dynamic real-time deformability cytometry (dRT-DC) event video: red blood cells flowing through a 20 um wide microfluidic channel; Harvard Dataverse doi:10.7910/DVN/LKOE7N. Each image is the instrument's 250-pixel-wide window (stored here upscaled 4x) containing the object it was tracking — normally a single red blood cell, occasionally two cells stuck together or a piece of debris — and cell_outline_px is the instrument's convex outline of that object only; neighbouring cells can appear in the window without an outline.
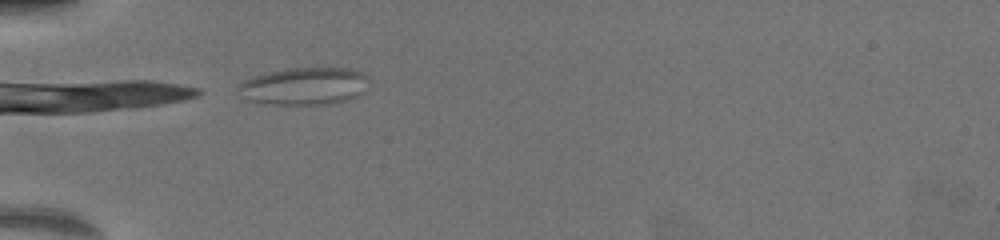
{"species": "common noctule bat (a hibernating species)", "species_latin": "Nyctalus noctula", "temperature_condition": "warm", "stored_images_in_passage": 5, "camera_frame_rate_fps": 3000, "um_per_image_px": 0.085, "animal": {"sex": "female", "body_mass_g": 19.5, "forearm_length_mm": 54.1}, "frame": {"image": 1, "passage_image": 1, "time_ms": 0.0, "image_size_px": [1000, 240], "cell_outline_px": [[368, 80], [364, 92], [348, 100], [328, 104], [260, 104], [248, 100], [236, 88], [244, 80], [252, 76], [284, 68], [356, 68], [364, 72], [368, 76]], "centroid_in_image_um": [25.89, 7.31], "position_along_channel_um": 59.1, "area_um2": 28.84}}